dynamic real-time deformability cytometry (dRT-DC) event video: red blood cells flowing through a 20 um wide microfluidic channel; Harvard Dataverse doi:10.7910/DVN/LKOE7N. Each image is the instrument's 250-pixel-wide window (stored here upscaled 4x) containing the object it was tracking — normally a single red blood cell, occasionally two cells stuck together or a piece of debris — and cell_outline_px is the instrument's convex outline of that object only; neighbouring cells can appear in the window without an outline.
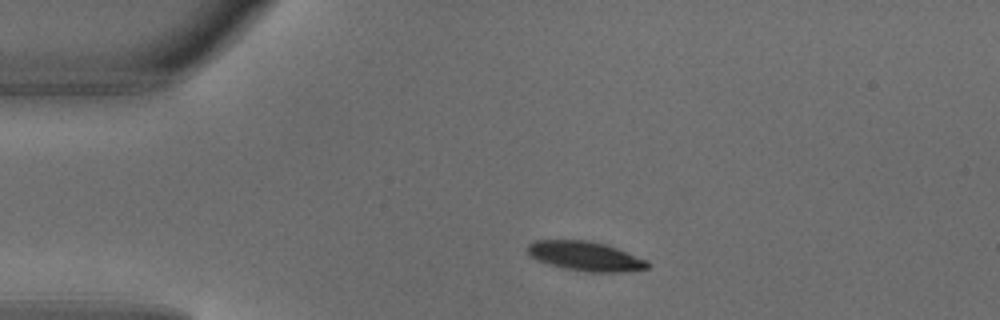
{"species": "common noctule bat (a hibernating species)", "species_latin": "Nyctalus noctula", "temperature_condition": "warm", "stored_images_in_passage": 2, "camera_frame_rate_fps": 3000, "um_per_image_px": 0.085, "animal": {"sex": "male", "body_mass_g": 18.8}, "frame": {"image": 1, "passage_image": 1, "time_ms": 0.0, "image_size_px": [1000, 320], "cell_outline_px": [[648, 268], [624, 272], [588, 272], [564, 268], [548, 264], [536, 260], [528, 252], [528, 244], [536, 240], [588, 240], [604, 244], [616, 248], [648, 260]], "centroid_in_image_um": [49.75, 21.78], "position_along_channel_um": 35.2, "area_um2": 20.46}}